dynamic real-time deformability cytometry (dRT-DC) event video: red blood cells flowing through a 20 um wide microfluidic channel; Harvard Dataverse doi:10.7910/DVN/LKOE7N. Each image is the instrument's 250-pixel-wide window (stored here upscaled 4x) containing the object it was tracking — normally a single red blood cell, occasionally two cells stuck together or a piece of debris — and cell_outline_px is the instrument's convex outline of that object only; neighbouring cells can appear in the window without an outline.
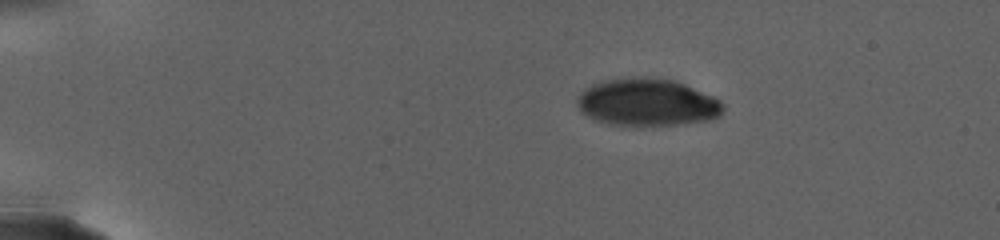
{"species": "human", "species_latin": "Homo sapiens", "temperature_condition": "warm", "stored_images_in_passage": 23, "camera_frame_rate_fps": 3000, "um_per_image_px": 0.085, "donor": {"sex": "female"}, "frame": {"image": 1, "passage_image": 1, "time_ms": 0.0, "image_size_px": [1000, 240], "cell_outline_px": [[724, 112], [720, 116], [712, 120], [676, 124], [608, 124], [596, 120], [580, 112], [576, 104], [576, 100], [580, 92], [584, 88], [592, 84], [608, 80], [672, 80], [684, 84], [712, 96], [720, 100], [724, 104]], "centroid_in_image_um": [55.02, 8.74], "position_along_channel_um": 30.0, "area_um2": 39.13}}
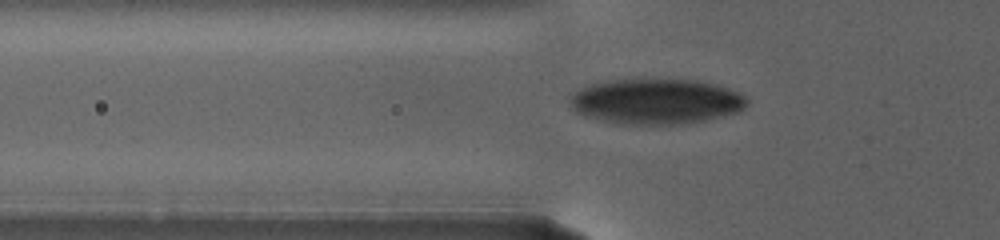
{"frame": {"image": 2, "passage_image": 15, "time_ms": 5.0, "image_size_px": [1000, 240], "cell_outline_px": [[748, 104], [740, 112], [708, 120], [684, 124], [616, 124], [584, 116], [576, 112], [572, 108], [572, 96], [580, 88], [604, 80], [696, 80], [728, 88], [744, 96], [748, 100]], "centroid_in_image_um": [55.79, 8.64], "position_along_channel_um": 70.0, "area_um2": 46.7}}
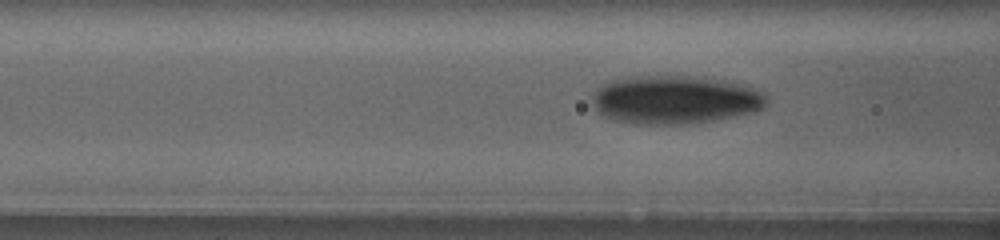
{"frame": {"image": 3, "passage_image": 22, "time_ms": 6.667, "image_size_px": [1000, 240], "cell_outline_px": [[768, 100], [756, 112], [712, 120], [684, 124], [624, 124], [612, 120], [596, 112], [592, 104], [592, 92], [596, 88], [612, 80], [640, 76], [684, 76], [724, 80], [752, 88], [764, 92]], "centroid_in_image_um": [57.3, 8.49], "position_along_channel_um": 109.3, "area_um2": 49.25}}